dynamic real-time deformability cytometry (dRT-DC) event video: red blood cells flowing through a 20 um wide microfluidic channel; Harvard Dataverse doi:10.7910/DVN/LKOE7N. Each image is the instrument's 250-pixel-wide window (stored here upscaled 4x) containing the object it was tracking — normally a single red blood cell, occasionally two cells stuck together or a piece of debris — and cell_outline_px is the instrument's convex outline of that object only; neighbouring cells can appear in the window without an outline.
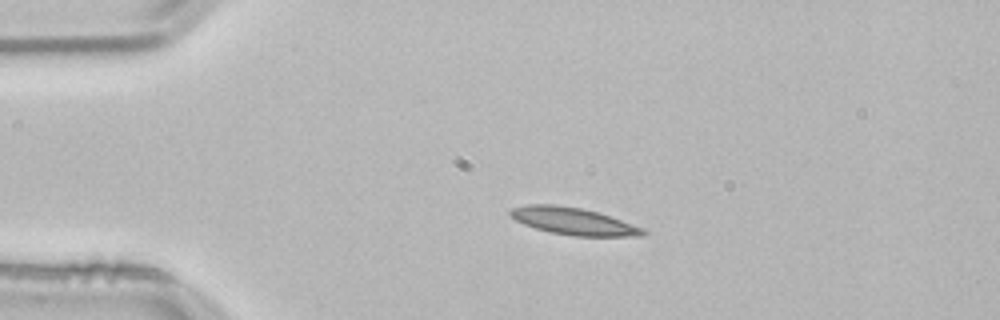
{"species": "common noctule bat (a hibernating species)", "species_latin": "Nyctalus noctula", "temperature_condition": "room temperature", "stored_images_in_passage": 43, "camera_frame_rate_fps": 3000, "um_per_image_px": 0.085, "animal": {"sex": "male", "body_mass_g": 21.5, "forearm_length_mm": 52.0}, "frame": {"image": 1, "passage_image": 1, "time_ms": 0.0, "image_size_px": [1000, 320], "cell_outline_px": [[648, 232], [644, 236], [572, 236], [548, 232], [524, 224], [516, 220], [508, 212], [512, 208], [528, 204], [556, 204], [580, 208], [596, 212], [644, 228]], "centroid_in_image_um": [48.73, 18.81], "position_along_channel_um": 36.3, "area_um2": 20.87}}
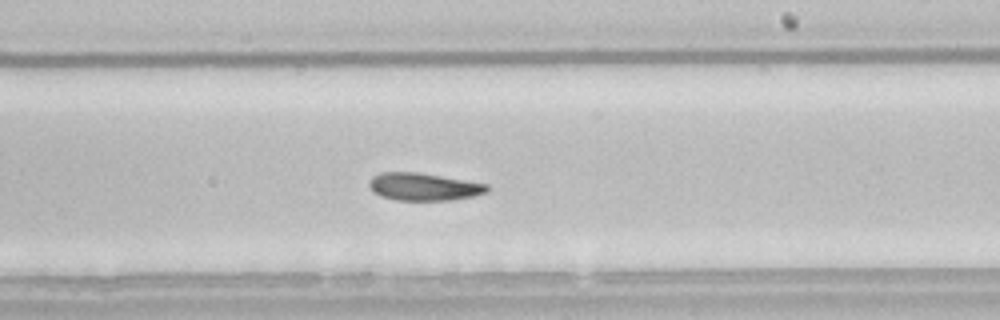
{"frame": {"image": 2, "passage_image": 21, "time_ms": 6.667, "image_size_px": [1000, 320], "cell_outline_px": [[488, 192], [472, 196], [448, 200], [396, 200], [380, 196], [372, 192], [368, 184], [368, 180], [372, 176], [380, 172], [420, 172], [488, 184]], "centroid_in_image_um": [35.96, 15.86], "position_along_channel_um": 253.0, "area_um2": 19.07}}
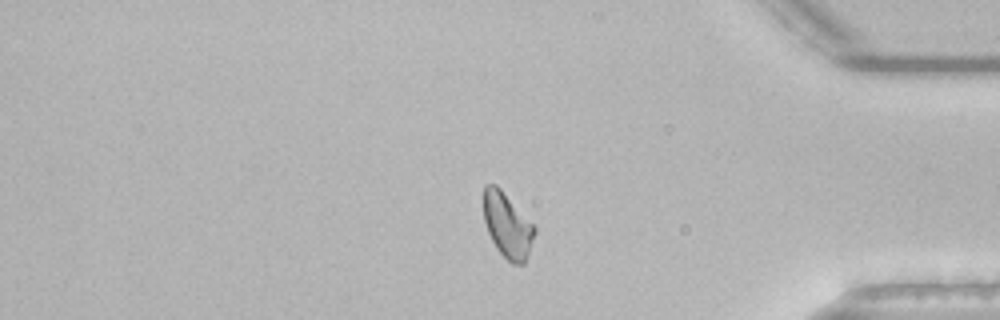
{"frame": {"image": 3, "passage_image": 34, "time_ms": 11.0, "image_size_px": [1000, 320], "cell_outline_px": [[536, 232], [528, 256], [524, 264], [512, 264], [496, 248], [488, 232], [484, 220], [484, 184], [496, 184], [500, 188], [536, 228]], "centroid_in_image_um": [43.13, 19.17], "position_along_channel_um": 392.1, "area_um2": 19.07}, "authors_computed_cell_mechanics": {"area_um2": 19.4786, "velocity_mm_per_s": 3.8176, "shape_relaxation_time_tau1_ms": 5.5607, "shape_relaxation_time_tau2_ms": null, "deformation_change_tau1": 0.1472, "deformation_change_tau2": null}}